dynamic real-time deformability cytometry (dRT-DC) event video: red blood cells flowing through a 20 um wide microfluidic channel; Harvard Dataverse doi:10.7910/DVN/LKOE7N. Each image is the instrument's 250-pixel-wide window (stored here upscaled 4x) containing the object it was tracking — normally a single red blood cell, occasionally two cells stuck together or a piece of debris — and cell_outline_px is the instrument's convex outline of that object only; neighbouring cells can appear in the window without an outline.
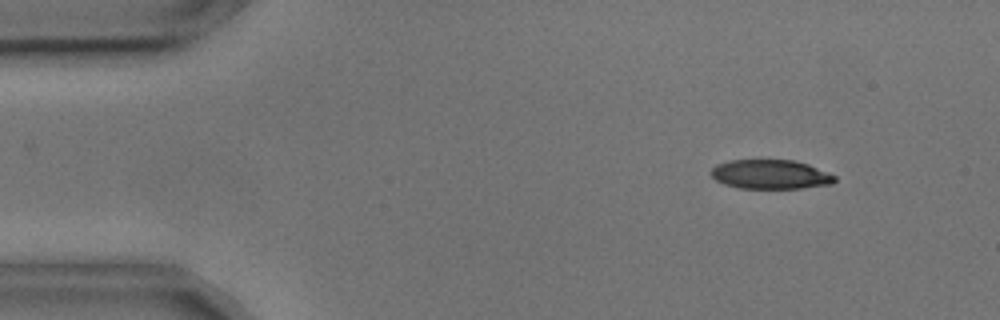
{"species": "common noctule bat (a hibernating species)", "species_latin": "Nyctalus noctula", "temperature_condition": "cold", "stored_images_in_passage": 4, "camera_frame_rate_fps": 3000, "um_per_image_px": 0.085, "animal": {"sex": "male", "body_mass_g": 17.9, "forearm_length_mm": 54.2}, "frame": {"image": 1, "passage_image": 1, "time_ms": 0.0, "image_size_px": [1000, 320], "cell_outline_px": [[836, 180], [832, 184], [800, 188], [740, 188], [724, 184], [716, 180], [708, 172], [716, 164], [728, 160], [792, 160], [808, 164], [836, 176]], "centroid_in_image_um": [65.46, 14.82], "position_along_channel_um": 19.5, "area_um2": 21.1}}